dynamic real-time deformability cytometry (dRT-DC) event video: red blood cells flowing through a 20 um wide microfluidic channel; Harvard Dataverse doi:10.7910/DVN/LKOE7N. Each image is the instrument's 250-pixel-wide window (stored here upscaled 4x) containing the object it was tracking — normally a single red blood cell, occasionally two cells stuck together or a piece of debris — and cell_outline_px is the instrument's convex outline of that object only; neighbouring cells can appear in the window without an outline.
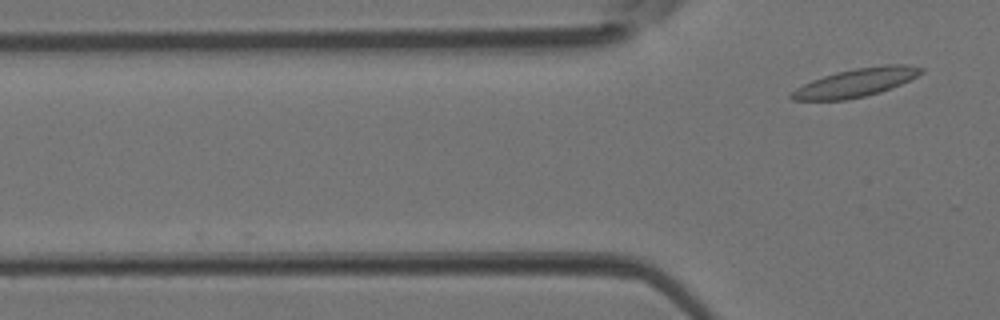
{"species": "Egyptian fruit bat (a non-hibernating species)", "species_latin": "Rousettus aegyptiacus", "temperature_condition": "room temperature", "stored_images_in_passage": 5, "camera_frame_rate_fps": 3000, "um_per_image_px": 0.085, "animal": {"sex": "female"}, "frame": {"image": 1, "passage_image": 5, "time_ms": 1.333, "image_size_px": [1000, 320], "cell_outline_px": [[924, 72], [900, 84], [880, 92], [864, 96], [844, 100], [792, 100], [788, 96], [796, 88], [812, 80], [836, 72], [856, 68], [884, 64], [904, 64], [924, 68]], "centroid_in_image_um": [72.74, 7.02], "position_along_channel_um": 53.1, "area_um2": 21.21}}